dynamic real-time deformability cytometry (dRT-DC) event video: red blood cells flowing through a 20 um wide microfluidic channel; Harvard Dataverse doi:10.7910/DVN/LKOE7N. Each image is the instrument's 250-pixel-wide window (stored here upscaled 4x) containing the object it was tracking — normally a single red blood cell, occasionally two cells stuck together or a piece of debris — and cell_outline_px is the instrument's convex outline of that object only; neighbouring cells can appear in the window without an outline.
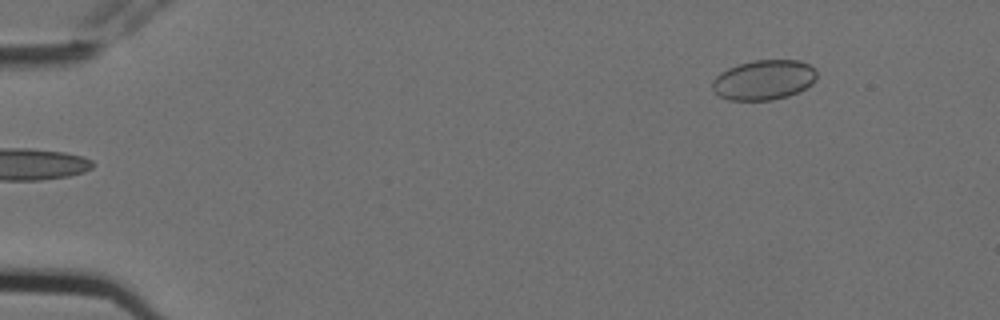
{"species": "Egyptian fruit bat (a non-hibernating species)", "species_latin": "Rousettus aegyptiacus", "temperature_condition": "cold", "stored_images_in_passage": 3, "camera_frame_rate_fps": 3000, "um_per_image_px": 0.085, "animal": {"sex": "female"}, "frame": {"image": 1, "passage_image": 3, "time_ms": 0.667, "image_size_px": [1000, 320], "cell_outline_px": [[816, 80], [812, 84], [788, 96], [772, 100], [728, 100], [720, 96], [712, 88], [712, 80], [720, 72], [736, 64], [756, 60], [800, 60], [816, 68]], "centroid_in_image_um": [64.92, 6.78], "position_along_channel_um": 20.1, "area_um2": 24.39}}